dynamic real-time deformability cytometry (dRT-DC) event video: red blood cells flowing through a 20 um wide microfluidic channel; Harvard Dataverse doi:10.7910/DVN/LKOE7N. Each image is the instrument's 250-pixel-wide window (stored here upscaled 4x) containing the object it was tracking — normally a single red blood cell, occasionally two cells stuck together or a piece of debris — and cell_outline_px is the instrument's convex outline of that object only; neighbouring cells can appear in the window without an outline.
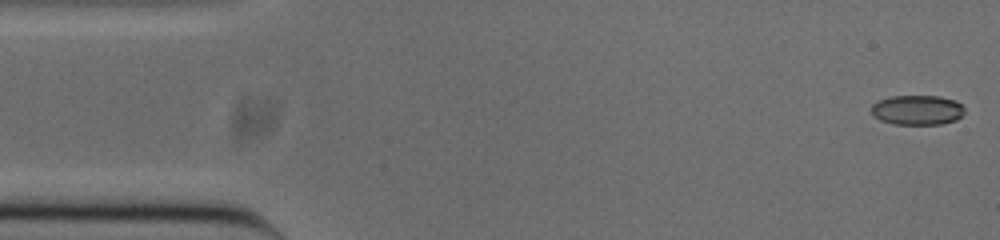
{"species": "common noctule bat (a hibernating species)", "species_latin": "Nyctalus noctula", "temperature_condition": "cold", "stored_images_in_passage": 52, "camera_frame_rate_fps": 3000, "um_per_image_px": 0.085, "animal": {"sex": "male", "body_mass_g": 20.0, "forearm_length_mm": 53.3}, "frame": {"image": 1, "passage_image": 1, "time_ms": 0.0, "image_size_px": [1000, 240], "cell_outline_px": [[964, 112], [956, 120], [940, 124], [892, 124], [880, 120], [872, 116], [872, 104], [880, 100], [892, 96], [940, 96], [956, 100], [964, 108]], "centroid_in_image_um": [77.96, 9.35], "position_along_channel_um": 7.0, "area_um2": 16.18}}
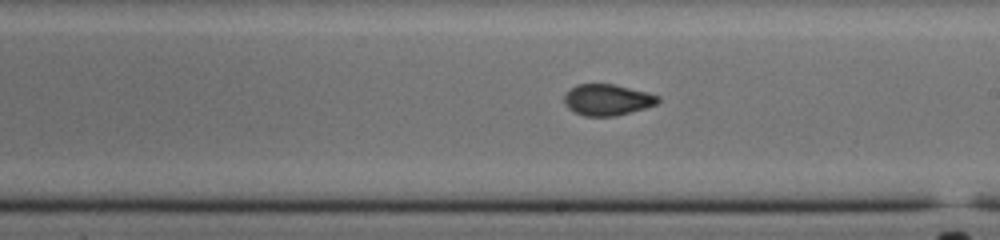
{"frame": {"image": 2, "passage_image": 28, "time_ms": 9.0, "image_size_px": [1000, 240], "cell_outline_px": [[660, 100], [656, 104], [644, 108], [616, 116], [584, 116], [568, 108], [564, 104], [564, 96], [576, 84], [612, 84], [648, 92], [660, 96]], "centroid_in_image_um": [51.63, 8.48], "position_along_channel_um": 237.4, "area_um2": 16.94}}
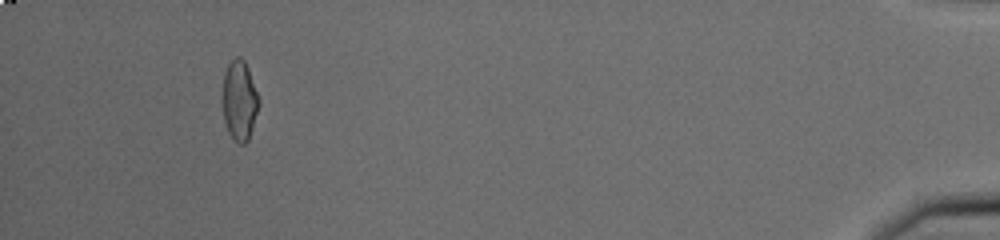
{"frame": {"image": 3, "passage_image": 48, "time_ms": 15.667, "image_size_px": [1000, 240], "cell_outline_px": [[260, 104], [248, 140], [244, 144], [240, 144], [232, 140], [228, 132], [224, 120], [220, 100], [220, 96], [224, 72], [228, 64], [236, 56], [240, 56], [244, 60], [248, 68], [260, 100]], "centroid_in_image_um": [20.31, 8.54], "position_along_channel_um": 414.9, "area_um2": 17.51}, "authors_computed_cell_mechanics": {"area_um2": 17.1666, "velocity_mm_per_s": 3.8611, "shape_relaxation_time_tau1_ms": null, "shape_relaxation_time_tau2_ms": 1.1127, "deformation_change_tau1": null, "deformation_change_tau2": 0.0604}}